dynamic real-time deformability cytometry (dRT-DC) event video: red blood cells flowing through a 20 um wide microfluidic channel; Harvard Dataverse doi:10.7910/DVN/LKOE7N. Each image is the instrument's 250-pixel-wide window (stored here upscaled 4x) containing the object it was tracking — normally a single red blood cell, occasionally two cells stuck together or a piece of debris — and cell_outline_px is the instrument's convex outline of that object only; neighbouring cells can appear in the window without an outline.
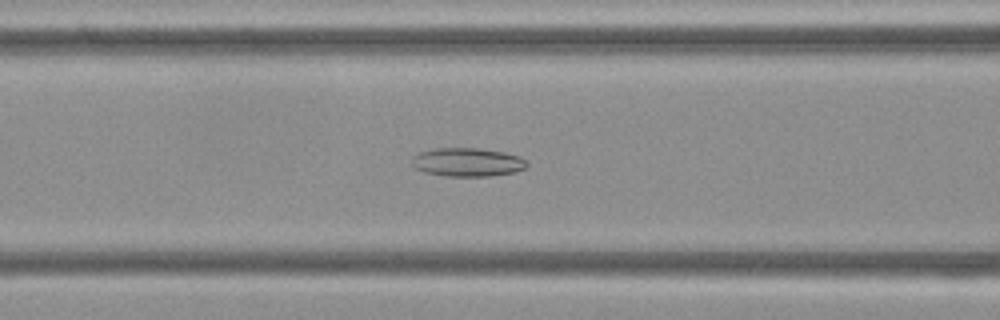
{"species": "Egyptian fruit bat (a non-hibernating species)", "species_latin": "Rousettus aegyptiacus", "temperature_condition": "cold", "stored_images_in_passage": 44, "camera_frame_rate_fps": 3000, "um_per_image_px": 0.085, "frame": {"image": 1, "passage_image": 12, "time_ms": 3.667, "image_size_px": [1000, 320], "cell_outline_px": [[528, 164], [524, 168], [512, 172], [488, 176], [448, 176], [424, 172], [416, 168], [412, 164], [412, 156], [420, 152], [436, 148], [476, 148], [504, 152], [520, 156]], "centroid_in_image_um": [39.7, 13.78], "position_along_channel_um": 126.9, "area_um2": 18.96}}
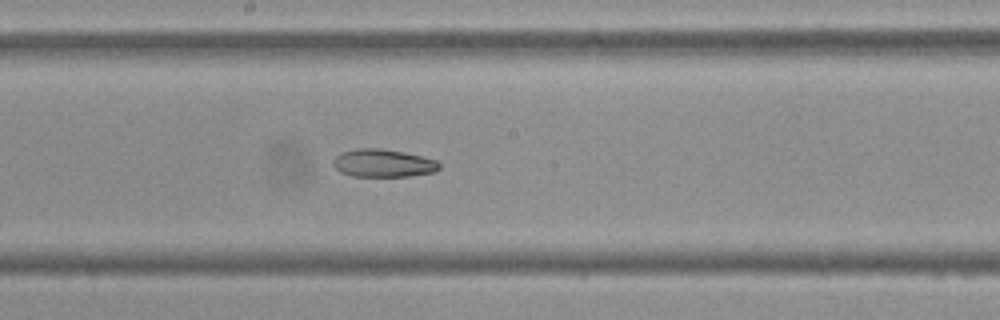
{"frame": {"image": 2, "passage_image": 19, "time_ms": 6.0, "image_size_px": [1000, 320], "cell_outline_px": [[440, 168], [436, 172], [408, 176], [352, 176], [340, 172], [332, 164], [332, 160], [340, 152], [356, 148], [380, 148], [404, 152], [436, 160], [440, 164]], "centroid_in_image_um": [32.54, 13.86], "position_along_channel_um": 215.7, "area_um2": 17.34}}
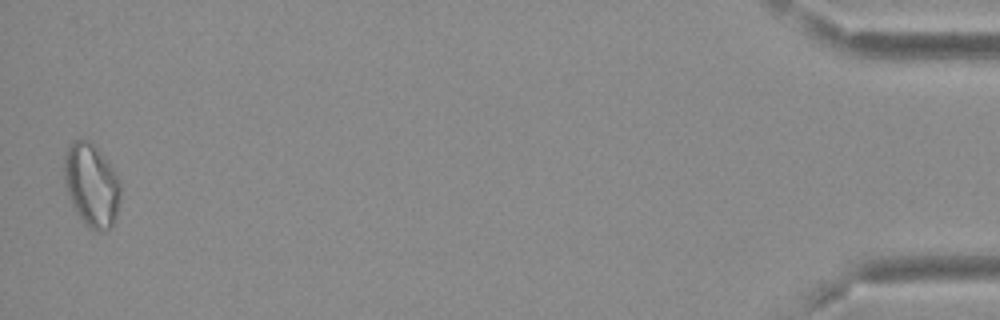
{"frame": {"image": 3, "passage_image": 43, "time_ms": 14.0, "image_size_px": [1000, 320], "cell_outline_px": [[120, 196], [116, 216], [112, 228], [100, 232], [84, 224], [72, 204], [64, 180], [64, 156], [72, 140], [88, 140], [104, 156], [116, 172], [120, 184]], "centroid_in_image_um": [7.79, 15.74], "position_along_channel_um": 427.4, "area_um2": 27.11}, "authors_computed_cell_mechanics": {"area_um2": 20.5768, "velocity_mm_per_s": 3.7953, "shape_relaxation_time_tau1_ms": null, "shape_relaxation_time_tau2_ms": 9.9763, "deformation_change_tau1": null, "deformation_change_tau2": 0.1668}}